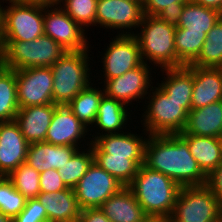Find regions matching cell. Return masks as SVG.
Segmentation results:
<instances>
[{
  "label": "cell",
  "instance_id": "cell-1",
  "mask_svg": "<svg viewBox=\"0 0 222 222\" xmlns=\"http://www.w3.org/2000/svg\"><path fill=\"white\" fill-rule=\"evenodd\" d=\"M144 165L170 177L180 187L204 186L207 176L179 134L148 135Z\"/></svg>",
  "mask_w": 222,
  "mask_h": 222
},
{
  "label": "cell",
  "instance_id": "cell-2",
  "mask_svg": "<svg viewBox=\"0 0 222 222\" xmlns=\"http://www.w3.org/2000/svg\"><path fill=\"white\" fill-rule=\"evenodd\" d=\"M175 29L174 19L144 14L134 34L143 62L158 67L157 70L177 68Z\"/></svg>",
  "mask_w": 222,
  "mask_h": 222
},
{
  "label": "cell",
  "instance_id": "cell-3",
  "mask_svg": "<svg viewBox=\"0 0 222 222\" xmlns=\"http://www.w3.org/2000/svg\"><path fill=\"white\" fill-rule=\"evenodd\" d=\"M128 187L150 218L164 219L171 217L181 188L170 177L144 164Z\"/></svg>",
  "mask_w": 222,
  "mask_h": 222
},
{
  "label": "cell",
  "instance_id": "cell-4",
  "mask_svg": "<svg viewBox=\"0 0 222 222\" xmlns=\"http://www.w3.org/2000/svg\"><path fill=\"white\" fill-rule=\"evenodd\" d=\"M157 86V87H156ZM146 96L140 114L141 127L149 135L177 134L184 131L191 102H177L156 85ZM148 99V101H147ZM148 104V105H147ZM146 108V109H145Z\"/></svg>",
  "mask_w": 222,
  "mask_h": 222
},
{
  "label": "cell",
  "instance_id": "cell-5",
  "mask_svg": "<svg viewBox=\"0 0 222 222\" xmlns=\"http://www.w3.org/2000/svg\"><path fill=\"white\" fill-rule=\"evenodd\" d=\"M90 50L89 48L66 51L51 66L54 104L67 105L81 90L87 88L92 82L95 83L96 76L95 74L94 77L92 76L93 66H90V60H94L89 57L92 52Z\"/></svg>",
  "mask_w": 222,
  "mask_h": 222
},
{
  "label": "cell",
  "instance_id": "cell-6",
  "mask_svg": "<svg viewBox=\"0 0 222 222\" xmlns=\"http://www.w3.org/2000/svg\"><path fill=\"white\" fill-rule=\"evenodd\" d=\"M65 52L59 43L45 34L28 42L2 41L0 64L12 70L51 67Z\"/></svg>",
  "mask_w": 222,
  "mask_h": 222
},
{
  "label": "cell",
  "instance_id": "cell-7",
  "mask_svg": "<svg viewBox=\"0 0 222 222\" xmlns=\"http://www.w3.org/2000/svg\"><path fill=\"white\" fill-rule=\"evenodd\" d=\"M222 202L206 186L181 187L169 222H220Z\"/></svg>",
  "mask_w": 222,
  "mask_h": 222
},
{
  "label": "cell",
  "instance_id": "cell-8",
  "mask_svg": "<svg viewBox=\"0 0 222 222\" xmlns=\"http://www.w3.org/2000/svg\"><path fill=\"white\" fill-rule=\"evenodd\" d=\"M2 7V41H32L44 34V6L12 2Z\"/></svg>",
  "mask_w": 222,
  "mask_h": 222
},
{
  "label": "cell",
  "instance_id": "cell-9",
  "mask_svg": "<svg viewBox=\"0 0 222 222\" xmlns=\"http://www.w3.org/2000/svg\"><path fill=\"white\" fill-rule=\"evenodd\" d=\"M143 16L142 0L97 1L96 26L117 32L116 35H134Z\"/></svg>",
  "mask_w": 222,
  "mask_h": 222
},
{
  "label": "cell",
  "instance_id": "cell-10",
  "mask_svg": "<svg viewBox=\"0 0 222 222\" xmlns=\"http://www.w3.org/2000/svg\"><path fill=\"white\" fill-rule=\"evenodd\" d=\"M151 65L143 62L138 67L127 71L124 75L112 79H104L98 84H103L104 94L107 97L113 98L122 102L124 105L133 108L132 102L141 103L146 100V96L154 85L152 80L154 72ZM153 71V72H152ZM141 100V101H139ZM132 106H131V105Z\"/></svg>",
  "mask_w": 222,
  "mask_h": 222
},
{
  "label": "cell",
  "instance_id": "cell-11",
  "mask_svg": "<svg viewBox=\"0 0 222 222\" xmlns=\"http://www.w3.org/2000/svg\"><path fill=\"white\" fill-rule=\"evenodd\" d=\"M110 43L107 44V48L104 54L100 53L101 58V69L97 77L102 79H112L118 76L124 75L127 71L132 70L143 63L139 44L134 35H115L110 38ZM101 71V72H100ZM104 78H103V77Z\"/></svg>",
  "mask_w": 222,
  "mask_h": 222
},
{
  "label": "cell",
  "instance_id": "cell-12",
  "mask_svg": "<svg viewBox=\"0 0 222 222\" xmlns=\"http://www.w3.org/2000/svg\"><path fill=\"white\" fill-rule=\"evenodd\" d=\"M124 185L102 169L95 161L73 188L81 209L99 208Z\"/></svg>",
  "mask_w": 222,
  "mask_h": 222
},
{
  "label": "cell",
  "instance_id": "cell-13",
  "mask_svg": "<svg viewBox=\"0 0 222 222\" xmlns=\"http://www.w3.org/2000/svg\"><path fill=\"white\" fill-rule=\"evenodd\" d=\"M19 108L53 103L51 67L15 70Z\"/></svg>",
  "mask_w": 222,
  "mask_h": 222
},
{
  "label": "cell",
  "instance_id": "cell-14",
  "mask_svg": "<svg viewBox=\"0 0 222 222\" xmlns=\"http://www.w3.org/2000/svg\"><path fill=\"white\" fill-rule=\"evenodd\" d=\"M44 34L66 51L88 50L91 46L88 33L58 5L44 7Z\"/></svg>",
  "mask_w": 222,
  "mask_h": 222
},
{
  "label": "cell",
  "instance_id": "cell-15",
  "mask_svg": "<svg viewBox=\"0 0 222 222\" xmlns=\"http://www.w3.org/2000/svg\"><path fill=\"white\" fill-rule=\"evenodd\" d=\"M89 133V129L72 113L67 105H58L48 127L45 142L82 149L92 143ZM87 135L89 138L86 137Z\"/></svg>",
  "mask_w": 222,
  "mask_h": 222
},
{
  "label": "cell",
  "instance_id": "cell-16",
  "mask_svg": "<svg viewBox=\"0 0 222 222\" xmlns=\"http://www.w3.org/2000/svg\"><path fill=\"white\" fill-rule=\"evenodd\" d=\"M142 132L137 134L129 128V132L127 130L123 133L102 135L90 146L93 153H109L112 156L127 157V159H144L145 143L149 134L144 129Z\"/></svg>",
  "mask_w": 222,
  "mask_h": 222
},
{
  "label": "cell",
  "instance_id": "cell-17",
  "mask_svg": "<svg viewBox=\"0 0 222 222\" xmlns=\"http://www.w3.org/2000/svg\"><path fill=\"white\" fill-rule=\"evenodd\" d=\"M127 107L128 106L124 105L122 102L107 97L104 94L99 103L97 117L93 124L94 126H92L91 130H89V132H91L89 133V136L90 138L92 137L91 141L93 142L96 138L102 135L118 134L129 130L128 128H131L129 124H134L133 119H131V115H133L131 112L133 111H129L130 108Z\"/></svg>",
  "mask_w": 222,
  "mask_h": 222
},
{
  "label": "cell",
  "instance_id": "cell-18",
  "mask_svg": "<svg viewBox=\"0 0 222 222\" xmlns=\"http://www.w3.org/2000/svg\"><path fill=\"white\" fill-rule=\"evenodd\" d=\"M29 143L13 120L0 122V174L8 176L26 161Z\"/></svg>",
  "mask_w": 222,
  "mask_h": 222
},
{
  "label": "cell",
  "instance_id": "cell-19",
  "mask_svg": "<svg viewBox=\"0 0 222 222\" xmlns=\"http://www.w3.org/2000/svg\"><path fill=\"white\" fill-rule=\"evenodd\" d=\"M57 104L19 108L14 121L18 124L25 140L29 143L45 141L48 127Z\"/></svg>",
  "mask_w": 222,
  "mask_h": 222
},
{
  "label": "cell",
  "instance_id": "cell-20",
  "mask_svg": "<svg viewBox=\"0 0 222 222\" xmlns=\"http://www.w3.org/2000/svg\"><path fill=\"white\" fill-rule=\"evenodd\" d=\"M222 100V68L193 66L191 109Z\"/></svg>",
  "mask_w": 222,
  "mask_h": 222
},
{
  "label": "cell",
  "instance_id": "cell-21",
  "mask_svg": "<svg viewBox=\"0 0 222 222\" xmlns=\"http://www.w3.org/2000/svg\"><path fill=\"white\" fill-rule=\"evenodd\" d=\"M99 208L110 222H146L150 218L128 186L109 197Z\"/></svg>",
  "mask_w": 222,
  "mask_h": 222
},
{
  "label": "cell",
  "instance_id": "cell-22",
  "mask_svg": "<svg viewBox=\"0 0 222 222\" xmlns=\"http://www.w3.org/2000/svg\"><path fill=\"white\" fill-rule=\"evenodd\" d=\"M80 148L60 146L45 141L29 144L25 163L39 173L49 169H60Z\"/></svg>",
  "mask_w": 222,
  "mask_h": 222
},
{
  "label": "cell",
  "instance_id": "cell-23",
  "mask_svg": "<svg viewBox=\"0 0 222 222\" xmlns=\"http://www.w3.org/2000/svg\"><path fill=\"white\" fill-rule=\"evenodd\" d=\"M36 198L45 207L48 222L79 221L82 209L72 188L58 192H40Z\"/></svg>",
  "mask_w": 222,
  "mask_h": 222
},
{
  "label": "cell",
  "instance_id": "cell-24",
  "mask_svg": "<svg viewBox=\"0 0 222 222\" xmlns=\"http://www.w3.org/2000/svg\"><path fill=\"white\" fill-rule=\"evenodd\" d=\"M206 137H222V100L188 112V120L183 132Z\"/></svg>",
  "mask_w": 222,
  "mask_h": 222
},
{
  "label": "cell",
  "instance_id": "cell-25",
  "mask_svg": "<svg viewBox=\"0 0 222 222\" xmlns=\"http://www.w3.org/2000/svg\"><path fill=\"white\" fill-rule=\"evenodd\" d=\"M202 172L208 176L222 162V140L216 137L180 134Z\"/></svg>",
  "mask_w": 222,
  "mask_h": 222
},
{
  "label": "cell",
  "instance_id": "cell-26",
  "mask_svg": "<svg viewBox=\"0 0 222 222\" xmlns=\"http://www.w3.org/2000/svg\"><path fill=\"white\" fill-rule=\"evenodd\" d=\"M222 13L189 0L174 18L176 27L184 32L208 33L220 19Z\"/></svg>",
  "mask_w": 222,
  "mask_h": 222
},
{
  "label": "cell",
  "instance_id": "cell-27",
  "mask_svg": "<svg viewBox=\"0 0 222 222\" xmlns=\"http://www.w3.org/2000/svg\"><path fill=\"white\" fill-rule=\"evenodd\" d=\"M163 74L158 85L168 97L177 102H191L193 91V66L178 68H165L160 70ZM165 73V74H164ZM166 77H165V76Z\"/></svg>",
  "mask_w": 222,
  "mask_h": 222
},
{
  "label": "cell",
  "instance_id": "cell-28",
  "mask_svg": "<svg viewBox=\"0 0 222 222\" xmlns=\"http://www.w3.org/2000/svg\"><path fill=\"white\" fill-rule=\"evenodd\" d=\"M95 85V86H94ZM104 95L103 85L100 88L91 83L81 90L67 106L72 113L90 130L95 123L99 103Z\"/></svg>",
  "mask_w": 222,
  "mask_h": 222
},
{
  "label": "cell",
  "instance_id": "cell-29",
  "mask_svg": "<svg viewBox=\"0 0 222 222\" xmlns=\"http://www.w3.org/2000/svg\"><path fill=\"white\" fill-rule=\"evenodd\" d=\"M94 161L124 186L132 182L139 167L144 164V159H127L109 153H94Z\"/></svg>",
  "mask_w": 222,
  "mask_h": 222
},
{
  "label": "cell",
  "instance_id": "cell-30",
  "mask_svg": "<svg viewBox=\"0 0 222 222\" xmlns=\"http://www.w3.org/2000/svg\"><path fill=\"white\" fill-rule=\"evenodd\" d=\"M18 110L15 70L0 64V122L13 121Z\"/></svg>",
  "mask_w": 222,
  "mask_h": 222
},
{
  "label": "cell",
  "instance_id": "cell-31",
  "mask_svg": "<svg viewBox=\"0 0 222 222\" xmlns=\"http://www.w3.org/2000/svg\"><path fill=\"white\" fill-rule=\"evenodd\" d=\"M207 33L184 32V28L175 29V49L177 68L191 65L199 56Z\"/></svg>",
  "mask_w": 222,
  "mask_h": 222
},
{
  "label": "cell",
  "instance_id": "cell-32",
  "mask_svg": "<svg viewBox=\"0 0 222 222\" xmlns=\"http://www.w3.org/2000/svg\"><path fill=\"white\" fill-rule=\"evenodd\" d=\"M189 66L222 68V16L207 33L199 56Z\"/></svg>",
  "mask_w": 222,
  "mask_h": 222
},
{
  "label": "cell",
  "instance_id": "cell-33",
  "mask_svg": "<svg viewBox=\"0 0 222 222\" xmlns=\"http://www.w3.org/2000/svg\"><path fill=\"white\" fill-rule=\"evenodd\" d=\"M94 161V153L91 146L79 149L67 163L58 169L60 178L67 188H74L88 167Z\"/></svg>",
  "mask_w": 222,
  "mask_h": 222
},
{
  "label": "cell",
  "instance_id": "cell-34",
  "mask_svg": "<svg viewBox=\"0 0 222 222\" xmlns=\"http://www.w3.org/2000/svg\"><path fill=\"white\" fill-rule=\"evenodd\" d=\"M98 0H59L58 6L77 22L85 32L96 27V7Z\"/></svg>",
  "mask_w": 222,
  "mask_h": 222
},
{
  "label": "cell",
  "instance_id": "cell-35",
  "mask_svg": "<svg viewBox=\"0 0 222 222\" xmlns=\"http://www.w3.org/2000/svg\"><path fill=\"white\" fill-rule=\"evenodd\" d=\"M27 200L33 199L41 192L39 178L40 173L27 163H21L15 170L7 176Z\"/></svg>",
  "mask_w": 222,
  "mask_h": 222
},
{
  "label": "cell",
  "instance_id": "cell-36",
  "mask_svg": "<svg viewBox=\"0 0 222 222\" xmlns=\"http://www.w3.org/2000/svg\"><path fill=\"white\" fill-rule=\"evenodd\" d=\"M26 201L7 176L0 178V211L4 215L13 219L24 209Z\"/></svg>",
  "mask_w": 222,
  "mask_h": 222
},
{
  "label": "cell",
  "instance_id": "cell-37",
  "mask_svg": "<svg viewBox=\"0 0 222 222\" xmlns=\"http://www.w3.org/2000/svg\"><path fill=\"white\" fill-rule=\"evenodd\" d=\"M189 0H142L146 15L174 19Z\"/></svg>",
  "mask_w": 222,
  "mask_h": 222
},
{
  "label": "cell",
  "instance_id": "cell-38",
  "mask_svg": "<svg viewBox=\"0 0 222 222\" xmlns=\"http://www.w3.org/2000/svg\"><path fill=\"white\" fill-rule=\"evenodd\" d=\"M12 222H48L47 212L37 198L28 199L24 209Z\"/></svg>",
  "mask_w": 222,
  "mask_h": 222
},
{
  "label": "cell",
  "instance_id": "cell-39",
  "mask_svg": "<svg viewBox=\"0 0 222 222\" xmlns=\"http://www.w3.org/2000/svg\"><path fill=\"white\" fill-rule=\"evenodd\" d=\"M39 184L41 192H58L67 189L56 169H49L40 173Z\"/></svg>",
  "mask_w": 222,
  "mask_h": 222
},
{
  "label": "cell",
  "instance_id": "cell-40",
  "mask_svg": "<svg viewBox=\"0 0 222 222\" xmlns=\"http://www.w3.org/2000/svg\"><path fill=\"white\" fill-rule=\"evenodd\" d=\"M205 185L222 202V162L207 176Z\"/></svg>",
  "mask_w": 222,
  "mask_h": 222
},
{
  "label": "cell",
  "instance_id": "cell-41",
  "mask_svg": "<svg viewBox=\"0 0 222 222\" xmlns=\"http://www.w3.org/2000/svg\"><path fill=\"white\" fill-rule=\"evenodd\" d=\"M78 222H110L100 208H86L81 210Z\"/></svg>",
  "mask_w": 222,
  "mask_h": 222
},
{
  "label": "cell",
  "instance_id": "cell-42",
  "mask_svg": "<svg viewBox=\"0 0 222 222\" xmlns=\"http://www.w3.org/2000/svg\"><path fill=\"white\" fill-rule=\"evenodd\" d=\"M3 2H12L18 4H30L40 6H55L58 5L59 0H2Z\"/></svg>",
  "mask_w": 222,
  "mask_h": 222
},
{
  "label": "cell",
  "instance_id": "cell-43",
  "mask_svg": "<svg viewBox=\"0 0 222 222\" xmlns=\"http://www.w3.org/2000/svg\"><path fill=\"white\" fill-rule=\"evenodd\" d=\"M193 2L208 8H213L222 13V0H192Z\"/></svg>",
  "mask_w": 222,
  "mask_h": 222
},
{
  "label": "cell",
  "instance_id": "cell-44",
  "mask_svg": "<svg viewBox=\"0 0 222 222\" xmlns=\"http://www.w3.org/2000/svg\"><path fill=\"white\" fill-rule=\"evenodd\" d=\"M2 0H0V51L2 49V7L4 6V3L2 4Z\"/></svg>",
  "mask_w": 222,
  "mask_h": 222
},
{
  "label": "cell",
  "instance_id": "cell-45",
  "mask_svg": "<svg viewBox=\"0 0 222 222\" xmlns=\"http://www.w3.org/2000/svg\"><path fill=\"white\" fill-rule=\"evenodd\" d=\"M0 222H12V218L10 216L4 215L0 211Z\"/></svg>",
  "mask_w": 222,
  "mask_h": 222
},
{
  "label": "cell",
  "instance_id": "cell-46",
  "mask_svg": "<svg viewBox=\"0 0 222 222\" xmlns=\"http://www.w3.org/2000/svg\"><path fill=\"white\" fill-rule=\"evenodd\" d=\"M146 222H169V219H164V218H149Z\"/></svg>",
  "mask_w": 222,
  "mask_h": 222
}]
</instances>
